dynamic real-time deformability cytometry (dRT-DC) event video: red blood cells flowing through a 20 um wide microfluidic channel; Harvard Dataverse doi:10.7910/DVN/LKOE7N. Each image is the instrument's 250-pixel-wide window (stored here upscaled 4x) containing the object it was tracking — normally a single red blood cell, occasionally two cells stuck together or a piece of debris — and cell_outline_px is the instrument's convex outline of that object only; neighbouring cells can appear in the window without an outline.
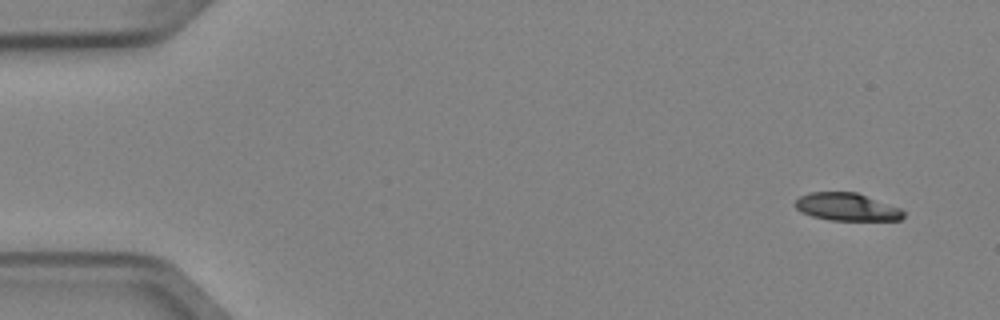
{"species": "Egyptian fruit bat (a non-hibernating species)", "species_latin": "Rousettus aegyptiacus", "temperature_condition": "cold", "stored_images_in_passage": 5, "camera_frame_rate_fps": 3000, "um_per_image_px": 0.085, "animal": {"sex": "female"}, "frame": {"image": 1, "passage_image": 1, "time_ms": 0.0, "image_size_px": [1000, 320], "cell_outline_px": [[904, 216], [900, 220], [828, 220], [812, 216], [800, 212], [796, 208], [796, 200], [800, 196], [808, 192], [856, 192], [900, 208], [904, 212]], "centroid_in_image_um": [71.96, 17.59], "position_along_channel_um": 13.0, "area_um2": 17.4}}
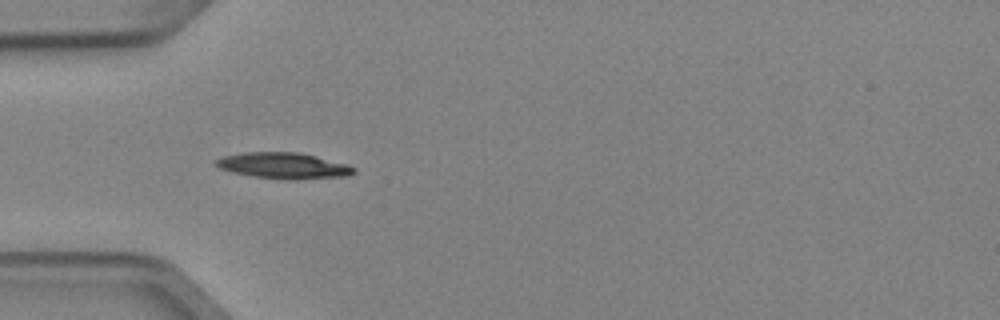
{"frame": {"image": 2, "passage_image": 4, "time_ms": 1.0, "image_size_px": [1000, 320], "cell_outline_px": [[356, 172], [348, 176], [252, 176], [232, 172], [220, 168], [212, 164], [216, 160], [224, 156], [244, 152], [300, 152], [348, 164], [356, 168]], "centroid_in_image_um": [24.05, 14.01], "position_along_channel_um": 61.0, "area_um2": 19.65}}
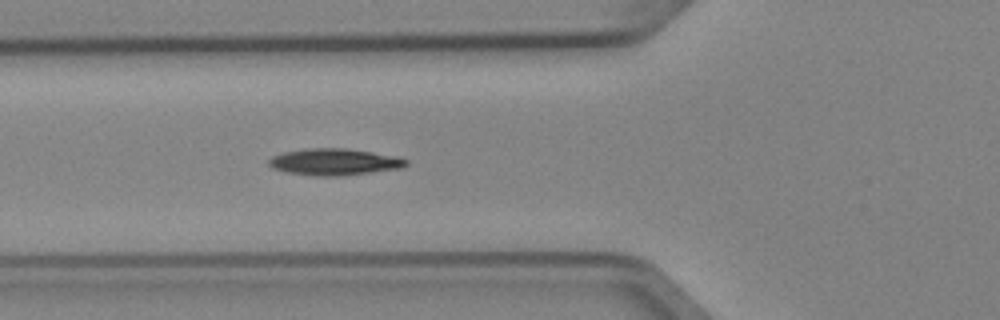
{"frame": {"image": 3, "passage_image": 5, "time_ms": 1.333, "image_size_px": [1000, 320], "cell_outline_px": [[408, 164], [400, 168], [336, 176], [316, 176], [288, 172], [272, 168], [268, 164], [268, 160], [272, 156], [284, 152], [304, 148], [344, 148], [372, 152], [396, 156], [408, 160]], "centroid_in_image_um": [28.38, 13.75], "position_along_channel_um": 97.4, "area_um2": 21.1}}